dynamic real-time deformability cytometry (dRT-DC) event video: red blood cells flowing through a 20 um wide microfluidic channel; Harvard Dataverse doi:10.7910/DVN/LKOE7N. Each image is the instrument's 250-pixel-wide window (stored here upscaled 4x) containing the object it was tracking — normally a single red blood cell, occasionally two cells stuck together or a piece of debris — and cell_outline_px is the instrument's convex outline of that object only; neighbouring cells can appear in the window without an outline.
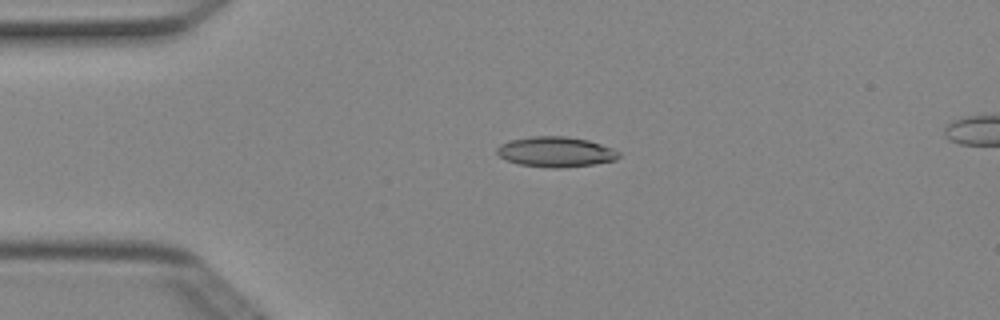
{"species": "Egyptian fruit bat (a non-hibernating species)", "species_latin": "Rousettus aegyptiacus", "temperature_condition": "cold", "stored_images_in_passage": 5, "segment_of_instrument_passage": [1, 2], "camera_frame_rate_fps": 3000, "um_per_image_px": 0.085, "animal": {"sex": "female"}, "frame": {"image": 1, "passage_image": 3, "time_ms": 0.667, "image_size_px": [1000, 320], "cell_outline_px": [[620, 156], [616, 160], [592, 164], [560, 168], [548, 168], [520, 164], [508, 160], [500, 156], [496, 152], [496, 148], [500, 144], [512, 140], [532, 136], [568, 136], [588, 140], [612, 148], [620, 152]], "centroid_in_image_um": [47.25, 12.9], "position_along_channel_um": 37.8, "area_um2": 21.39}}